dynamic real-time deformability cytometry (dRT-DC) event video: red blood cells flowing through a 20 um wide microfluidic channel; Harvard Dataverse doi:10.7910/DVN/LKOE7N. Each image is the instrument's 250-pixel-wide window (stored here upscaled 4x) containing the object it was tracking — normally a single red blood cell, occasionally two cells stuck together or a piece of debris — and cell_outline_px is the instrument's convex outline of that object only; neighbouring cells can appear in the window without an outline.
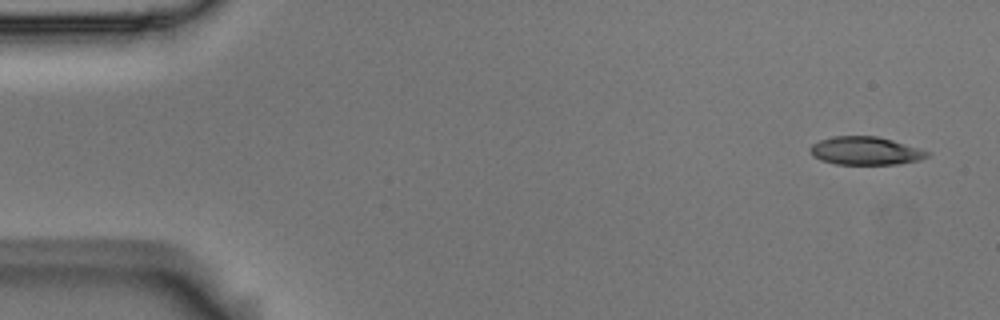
{"species": "Egyptian fruit bat (a non-hibernating species)", "species_latin": "Rousettus aegyptiacus", "temperature_condition": "room temperature", "stored_images_in_passage": 4, "camera_frame_rate_fps": 3000, "um_per_image_px": 0.085, "animal": {"sex": "male"}, "frame": {"image": 1, "passage_image": 1, "time_ms": 0.0, "image_size_px": [1000, 320], "cell_outline_px": [[932, 152], [928, 156], [920, 160], [896, 164], [836, 164], [820, 160], [812, 156], [808, 152], [808, 148], [812, 144], [820, 140], [832, 136], [876, 136], [892, 140]], "centroid_in_image_um": [73.52, 12.82], "position_along_channel_um": 11.5, "area_um2": 19.31}}
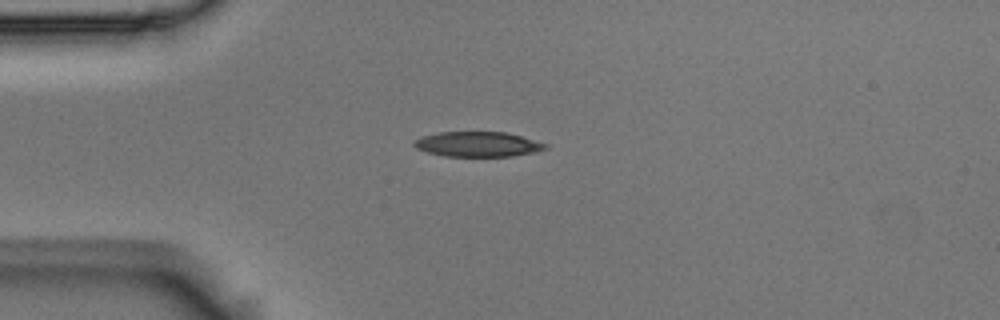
{"frame": {"image": 2, "passage_image": 4, "time_ms": 1.0, "image_size_px": [1000, 320], "cell_outline_px": [[548, 148], [536, 152], [512, 156], [444, 156], [428, 152], [416, 148], [412, 144], [412, 140], [420, 136], [436, 132], [508, 132], [548, 144]], "centroid_in_image_um": [40.59, 12.25], "position_along_channel_um": 44.4, "area_um2": 19.36}}